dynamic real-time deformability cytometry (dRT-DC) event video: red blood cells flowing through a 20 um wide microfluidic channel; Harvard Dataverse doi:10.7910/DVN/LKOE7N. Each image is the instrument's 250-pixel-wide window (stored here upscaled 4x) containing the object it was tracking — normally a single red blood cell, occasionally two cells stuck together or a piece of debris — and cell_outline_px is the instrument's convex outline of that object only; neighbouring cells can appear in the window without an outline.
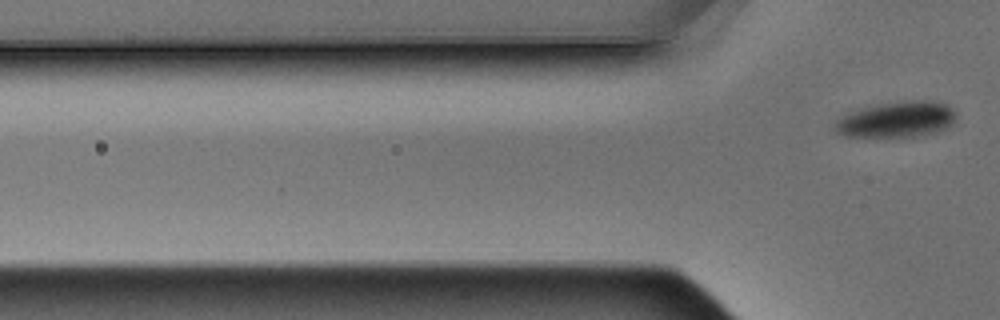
{"species": "Egyptian fruit bat (a non-hibernating species)", "species_latin": "Rousettus aegyptiacus", "temperature_condition": "warm", "stored_images_in_passage": 7, "camera_frame_rate_fps": 3000, "um_per_image_px": 0.085, "animal": {"sex": "male"}, "frame": {"image": 1, "passage_image": 7, "time_ms": 2.0, "image_size_px": [1000, 320], "cell_outline_px": [[956, 120], [952, 124], [944, 128], [932, 132], [912, 136], [844, 136], [836, 132], [832, 128], [832, 124], [840, 116], [848, 112], [860, 108], [876, 104], [916, 100], [932, 100], [944, 104], [952, 108], [956, 112]], "centroid_in_image_um": [76.15, 10.14], "position_along_channel_um": 49.6, "area_um2": 25.26}}